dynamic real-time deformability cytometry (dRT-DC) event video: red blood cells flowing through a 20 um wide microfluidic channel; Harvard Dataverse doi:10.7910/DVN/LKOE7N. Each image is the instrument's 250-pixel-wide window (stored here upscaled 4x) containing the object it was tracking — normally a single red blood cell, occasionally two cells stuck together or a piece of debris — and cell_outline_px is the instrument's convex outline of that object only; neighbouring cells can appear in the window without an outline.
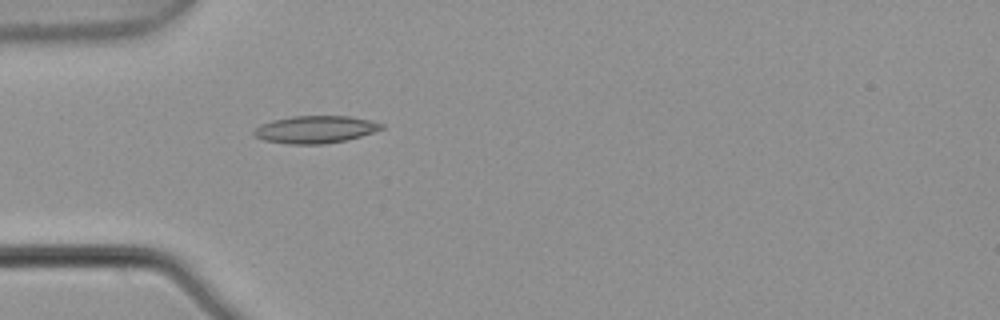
{"species": "common noctule bat (a hibernating species)", "species_latin": "Nyctalus noctula", "temperature_condition": "warm", "stored_images_in_passage": 5, "camera_frame_rate_fps": 3000, "um_per_image_px": 0.085, "animal": {"sex": "male", "body_mass_g": 21.5, "forearm_length_mm": 52.0}, "frame": {"image": 1, "passage_image": 5, "time_ms": 1.333, "image_size_px": [1000, 320], "cell_outline_px": [[384, 128], [360, 136], [344, 140], [324, 144], [288, 144], [264, 140], [256, 136], [252, 132], [260, 124], [272, 120], [292, 116], [352, 116], [384, 124]], "centroid_in_image_um": [26.78, 11.0], "position_along_channel_um": 58.2, "area_um2": 20.23}}